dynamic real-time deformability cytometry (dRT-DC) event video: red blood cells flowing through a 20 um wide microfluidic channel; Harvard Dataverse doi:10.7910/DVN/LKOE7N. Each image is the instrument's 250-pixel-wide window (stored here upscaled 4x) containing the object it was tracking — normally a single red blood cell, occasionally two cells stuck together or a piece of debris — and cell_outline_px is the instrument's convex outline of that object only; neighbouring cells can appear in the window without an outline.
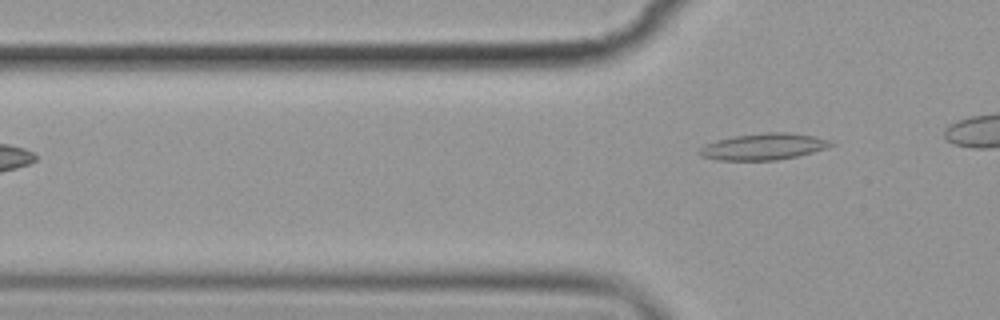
{"species": "common noctule bat (a hibernating species)", "species_latin": "Nyctalus noctula", "temperature_condition": "cold", "stored_images_in_passage": 6, "camera_frame_rate_fps": 3000, "um_per_image_px": 0.085, "animal": {"sex": "female", "body_mass_g": 19.9}, "frame": {"image": 1, "passage_image": 6, "time_ms": 6.0, "image_size_px": [1000, 320], "cell_outline_px": [[836, 144], [812, 152], [796, 156], [776, 160], [716, 160], [700, 156], [696, 152], [704, 144], [716, 140], [732, 136], [768, 132], [788, 132], [816, 136], [832, 140]], "centroid_in_image_um": [64.87, 12.45], "position_along_channel_um": 60.9, "area_um2": 20.46}}